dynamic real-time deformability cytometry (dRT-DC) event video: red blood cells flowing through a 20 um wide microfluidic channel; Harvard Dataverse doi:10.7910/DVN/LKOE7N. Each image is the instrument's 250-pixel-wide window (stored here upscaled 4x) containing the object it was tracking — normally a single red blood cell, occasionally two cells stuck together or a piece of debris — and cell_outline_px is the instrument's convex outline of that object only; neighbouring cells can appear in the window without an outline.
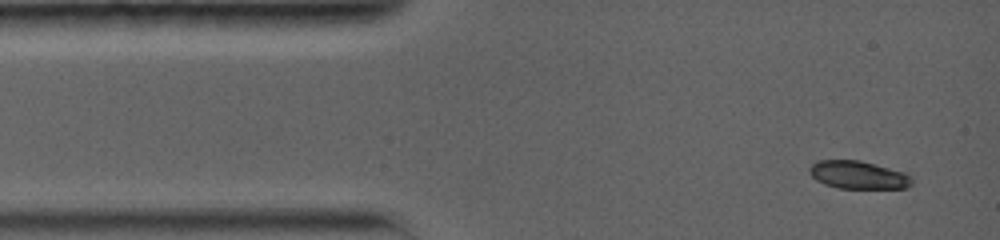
{"species": "common noctule bat (a hibernating species)", "species_latin": "Nyctalus noctula", "temperature_condition": "warm", "stored_images_in_passage": 3, "camera_frame_rate_fps": 5000, "um_per_image_px": 0.085, "animal": {"sex": "female", "body_mass_g": 19.0, "forearm_length_mm": 56.7}, "frame": {"image": 1, "passage_image": 1, "time_ms": 0.0, "image_size_px": [1000, 240], "cell_outline_px": [[912, 184], [908, 188], [836, 188], [824, 184], [816, 180], [808, 172], [808, 168], [816, 160], [860, 160], [904, 172], [912, 176]], "centroid_in_image_um": [72.93, 14.87], "position_along_channel_um": 12.1, "area_um2": 16.82}}
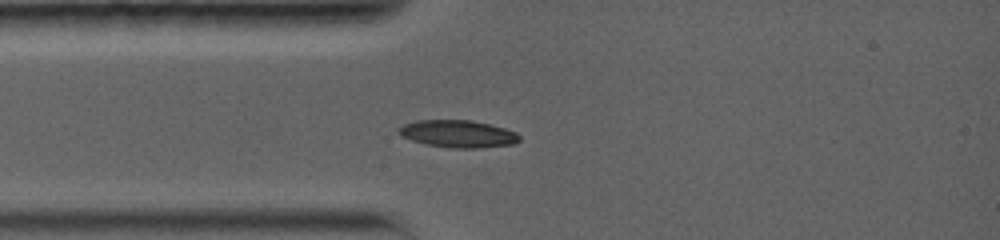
{"frame": {"image": 2, "passage_image": 3, "time_ms": 2.4, "image_size_px": [1000, 240], "cell_outline_px": [[520, 140], [512, 144], [480, 148], [452, 148], [424, 144], [412, 140], [396, 132], [396, 128], [404, 124], [416, 120], [472, 120], [504, 128], [516, 132], [520, 136]], "centroid_in_image_um": [38.9, 11.37], "position_along_channel_um": 46.1, "area_um2": 19.25}}